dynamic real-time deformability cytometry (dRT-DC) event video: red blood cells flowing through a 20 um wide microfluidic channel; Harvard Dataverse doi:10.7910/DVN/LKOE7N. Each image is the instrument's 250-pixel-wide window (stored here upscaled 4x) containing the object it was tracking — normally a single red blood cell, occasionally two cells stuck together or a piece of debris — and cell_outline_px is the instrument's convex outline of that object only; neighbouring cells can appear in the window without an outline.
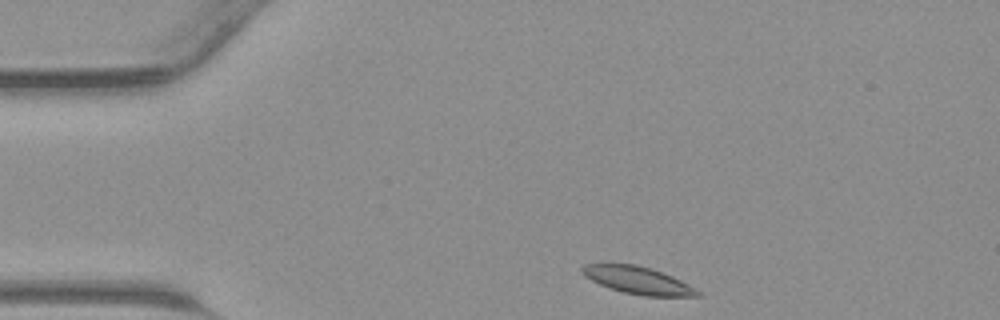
{"species": "common noctule bat (a hibernating species)", "species_latin": "Nyctalus noctula", "temperature_condition": "warm", "stored_images_in_passage": 30, "camera_frame_rate_fps": 3000, "um_per_image_px": 0.085, "animal": {"sex": "male", "body_mass_g": 23.1, "forearm_length_mm": 52.7}, "frame": {"image": 1, "passage_image": 1, "time_ms": 0.0, "image_size_px": [1000, 320], "cell_outline_px": [[700, 296], [644, 296], [624, 292], [608, 288], [584, 276], [580, 272], [580, 268], [584, 264], [600, 260], [604, 260], [636, 264], [652, 268], [672, 276], [688, 284], [700, 292]], "centroid_in_image_um": [54.08, 23.75], "position_along_channel_um": 30.9, "area_um2": 19.13}}
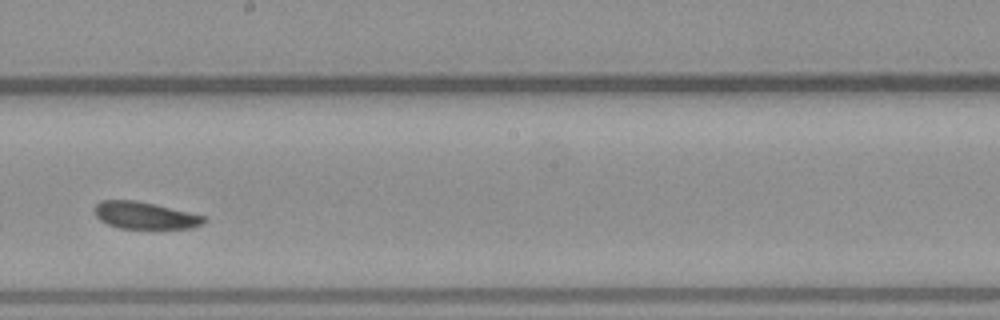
{"frame": {"image": 2, "passage_image": 18, "time_ms": 5.667, "image_size_px": [1000, 320], "cell_outline_px": [[208, 220], [204, 224], [192, 228], [120, 228], [108, 224], [100, 220], [96, 216], [92, 208], [100, 200], [136, 200], [156, 204], [204, 216]], "centroid_in_image_um": [12.3, 18.3], "position_along_channel_um": 235.9, "area_um2": 17.34}}
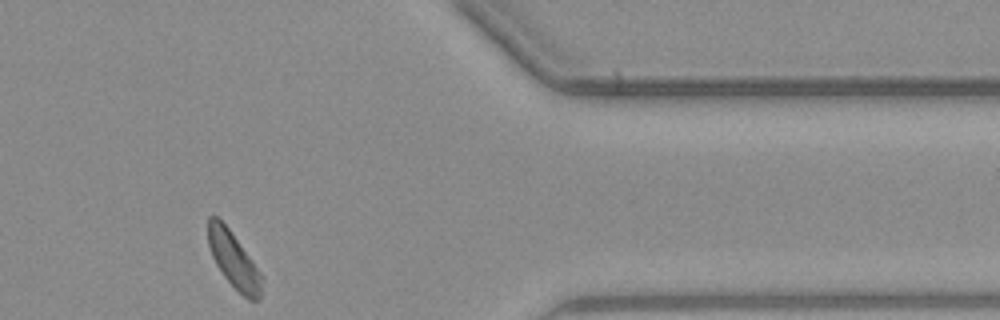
{"frame": {"image": 3, "passage_image": 30, "time_ms": 9.667, "image_size_px": [1000, 320], "cell_outline_px": [[264, 276], [260, 300], [248, 300], [224, 276], [216, 264], [212, 256], [208, 244], [208, 216], [216, 216], [228, 228]], "centroid_in_image_um": [19.89, 22.13], "position_along_channel_um": 391.5, "area_um2": 17.34}}